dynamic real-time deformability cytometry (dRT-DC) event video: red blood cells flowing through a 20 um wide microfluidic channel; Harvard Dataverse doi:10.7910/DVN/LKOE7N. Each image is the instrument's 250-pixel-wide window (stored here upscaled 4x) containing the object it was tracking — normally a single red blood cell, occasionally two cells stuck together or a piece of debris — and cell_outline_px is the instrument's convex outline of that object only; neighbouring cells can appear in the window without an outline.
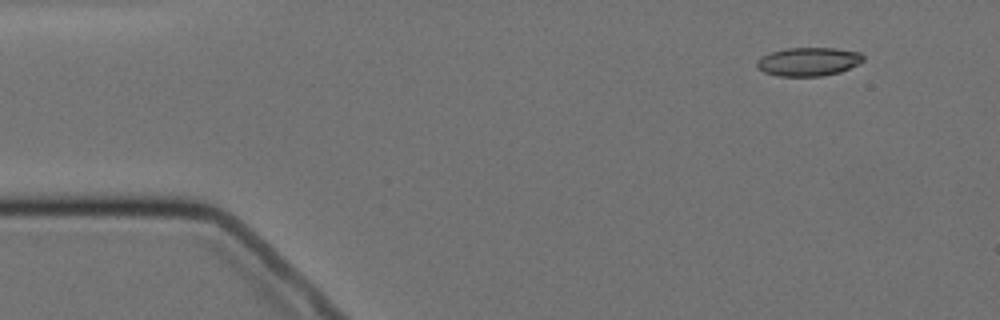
{"species": "Egyptian fruit bat (a non-hibernating species)", "species_latin": "Rousettus aegyptiacus", "temperature_condition": "cold", "stored_images_in_passage": 4, "camera_frame_rate_fps": 3000, "um_per_image_px": 0.085, "animal": {"sex": "female"}, "frame": {"image": 1, "passage_image": 1, "time_ms": 0.0, "image_size_px": [1000, 320], "cell_outline_px": [[864, 60], [860, 64], [840, 72], [820, 76], [780, 76], [764, 72], [756, 68], [756, 60], [760, 56], [772, 52], [788, 48], [836, 48], [860, 52], [864, 56]], "centroid_in_image_um": [68.72, 5.24], "position_along_channel_um": 16.3, "area_um2": 17.86}}
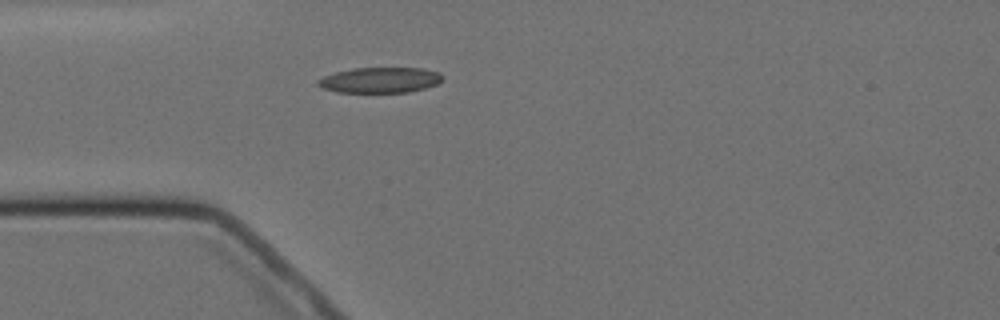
{"frame": {"image": 2, "passage_image": 4, "time_ms": 3.333, "image_size_px": [1000, 320], "cell_outline_px": [[444, 80], [436, 84], [424, 88], [408, 92], [336, 92], [320, 88], [316, 84], [316, 80], [324, 76], [336, 72], [352, 68], [424, 68], [440, 72], [444, 76]], "centroid_in_image_um": [32.3, 6.8], "position_along_channel_um": 52.7, "area_um2": 18.73}}